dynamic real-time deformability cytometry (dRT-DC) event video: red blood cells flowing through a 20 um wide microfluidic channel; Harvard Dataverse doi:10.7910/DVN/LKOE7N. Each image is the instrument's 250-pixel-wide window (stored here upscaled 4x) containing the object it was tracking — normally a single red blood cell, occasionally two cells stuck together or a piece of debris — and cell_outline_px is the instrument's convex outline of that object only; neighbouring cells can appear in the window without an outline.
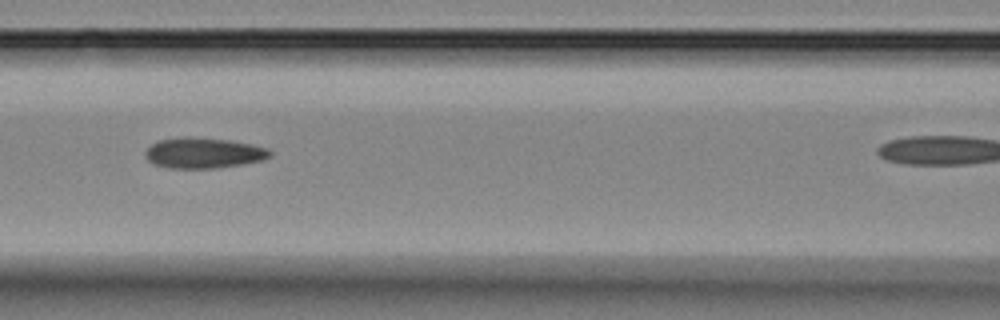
{"species": "Egyptian fruit bat (a non-hibernating species)", "species_latin": "Rousettus aegyptiacus", "temperature_condition": "room temperature", "stored_images_in_passage": 8, "camera_frame_rate_fps": 3000, "um_per_image_px": 0.085, "animal": {"sex": "female"}, "frame": {"image": 1, "passage_image": 5, "time_ms": 4.333, "image_size_px": [1000, 320], "cell_outline_px": [[272, 156], [260, 160], [244, 164], [216, 168], [168, 168], [152, 164], [144, 156], [144, 152], [152, 144], [160, 140], [184, 136], [188, 136], [232, 140], [252, 144], [268, 148], [272, 152]], "centroid_in_image_um": [17.3, 13.0], "position_along_channel_um": 149.3, "area_um2": 22.48}}
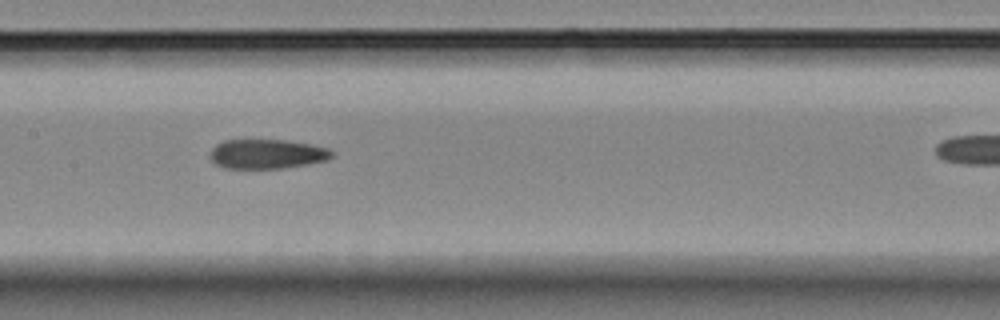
{"frame": {"image": 2, "passage_image": 6, "time_ms": 5.333, "image_size_px": [1000, 320], "cell_outline_px": [[336, 152], [328, 160], [308, 164], [284, 168], [224, 168], [216, 164], [208, 156], [212, 148], [216, 144], [224, 140], [284, 140], [312, 144], [328, 148]], "centroid_in_image_um": [22.71, 13.08], "position_along_channel_um": 184.7, "area_um2": 21.1}}
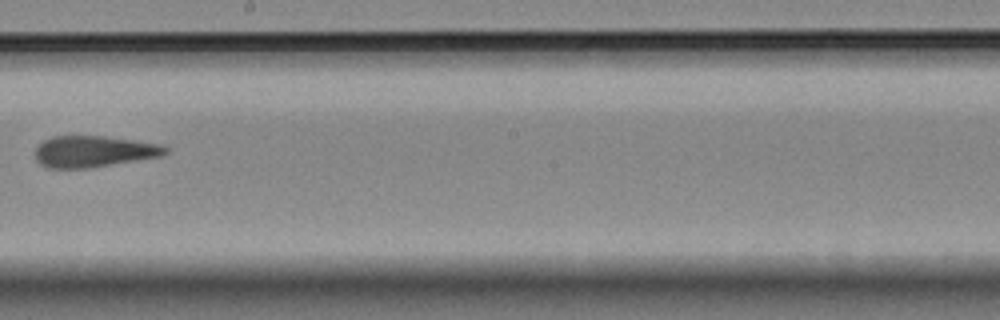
{"frame": {"image": 3, "passage_image": 8, "time_ms": 8.667, "image_size_px": [1000, 320], "cell_outline_px": [[168, 152], [164, 156], [88, 168], [48, 168], [40, 164], [36, 160], [36, 148], [44, 140], [52, 136], [104, 136], [160, 144], [168, 148]], "centroid_in_image_um": [7.98, 12.88], "position_along_channel_um": 240.2, "area_um2": 23.76}}